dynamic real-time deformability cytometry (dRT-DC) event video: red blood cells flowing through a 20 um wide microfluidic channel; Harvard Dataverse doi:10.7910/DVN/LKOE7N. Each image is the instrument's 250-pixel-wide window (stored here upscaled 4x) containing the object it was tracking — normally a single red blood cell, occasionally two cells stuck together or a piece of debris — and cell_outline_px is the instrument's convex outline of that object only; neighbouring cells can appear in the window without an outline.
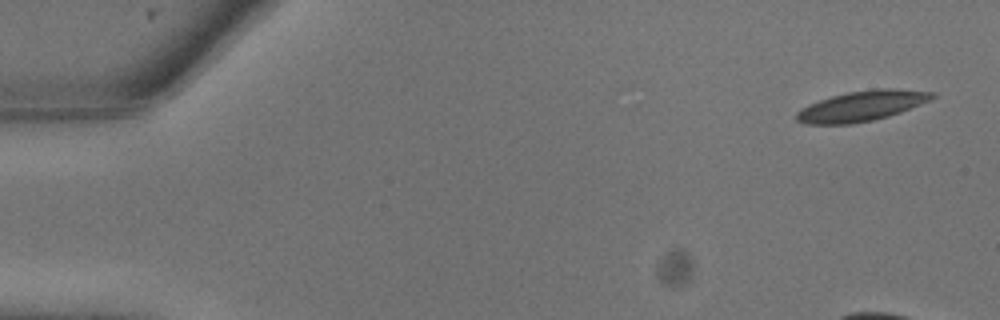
{"species": "common noctule bat (a hibernating species)", "species_latin": "Nyctalus noctula", "temperature_condition": "warm", "stored_images_in_passage": 8, "camera_frame_rate_fps": 3000, "um_per_image_px": 0.085, "animal": {"sex": "male", "body_mass_g": 13.3}, "frame": {"image": 1, "passage_image": 1, "time_ms": 0.0, "image_size_px": [1000, 320], "cell_outline_px": [[936, 96], [932, 100], [900, 112], [888, 116], [872, 120], [852, 124], [804, 124], [796, 120], [796, 112], [800, 108], [808, 104], [832, 96], [848, 92], [876, 88], [892, 88], [936, 92]], "centroid_in_image_um": [73.26, 9.0], "position_along_channel_um": 11.7, "area_um2": 24.04}}